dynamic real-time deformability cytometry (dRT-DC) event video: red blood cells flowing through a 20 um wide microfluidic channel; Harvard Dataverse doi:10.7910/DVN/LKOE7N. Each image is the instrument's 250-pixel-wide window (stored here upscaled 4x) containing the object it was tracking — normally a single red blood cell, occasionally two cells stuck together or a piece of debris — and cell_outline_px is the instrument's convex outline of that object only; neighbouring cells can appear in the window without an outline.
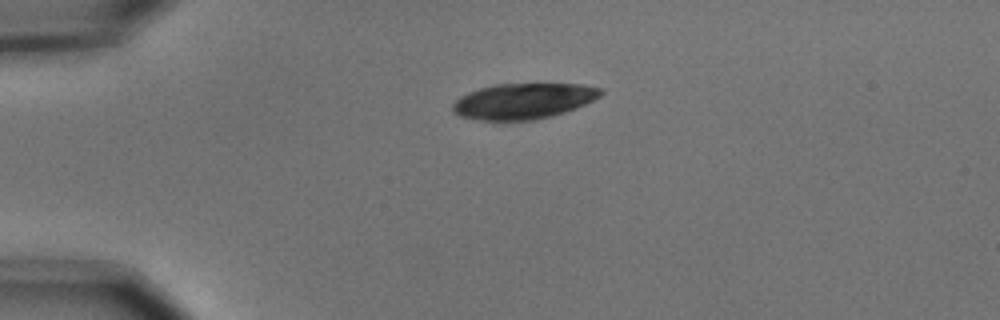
{"species": "common noctule bat (a hibernating species)", "species_latin": "Nyctalus noctula", "temperature_condition": "cold", "stored_images_in_passage": 2, "camera_frame_rate_fps": 3000, "um_per_image_px": 0.085, "animal": {"sex": "male", "body_mass_g": 15.6}, "frame": {"image": 1, "passage_image": 1, "time_ms": 0.0, "image_size_px": [1000, 320], "cell_outline_px": [[604, 92], [600, 96], [576, 108], [552, 116], [532, 120], [480, 120], [460, 116], [452, 112], [452, 104], [460, 96], [468, 92], [492, 84], [584, 84], [604, 88]], "centroid_in_image_um": [44.49, 8.58], "position_along_channel_um": 40.5, "area_um2": 30.87}}